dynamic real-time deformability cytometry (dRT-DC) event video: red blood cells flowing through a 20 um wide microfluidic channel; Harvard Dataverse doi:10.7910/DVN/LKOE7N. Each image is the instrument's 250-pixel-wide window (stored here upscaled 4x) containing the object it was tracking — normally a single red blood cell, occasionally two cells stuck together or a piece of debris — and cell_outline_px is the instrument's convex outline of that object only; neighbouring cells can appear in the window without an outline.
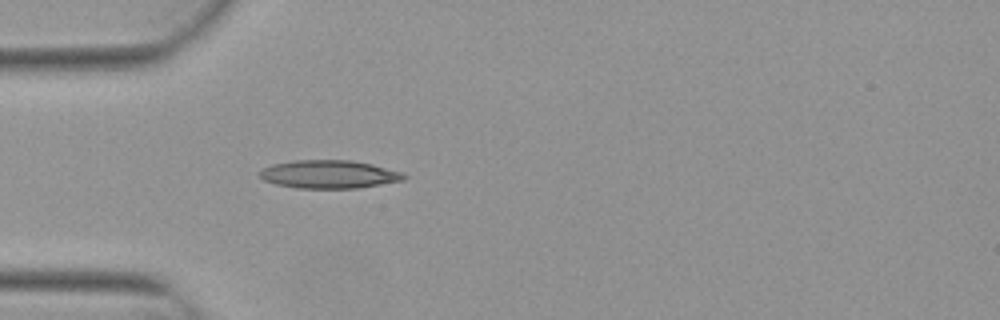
{"species": "Egyptian fruit bat (a non-hibernating species)", "species_latin": "Rousettus aegyptiacus", "temperature_condition": "warm", "stored_images_in_passage": 13, "camera_frame_rate_fps": 3000, "um_per_image_px": 0.085, "animal": {"sex": "female"}, "frame": {"image": 1, "passage_image": 6, "time_ms": 1.667, "image_size_px": [1000, 320], "cell_outline_px": [[408, 176], [404, 180], [356, 188], [296, 188], [276, 184], [264, 180], [260, 176], [260, 172], [264, 168], [272, 164], [292, 160], [352, 160], [372, 164], [400, 172]], "centroid_in_image_um": [27.96, 14.81], "position_along_channel_um": 57.0, "area_um2": 23.52}}
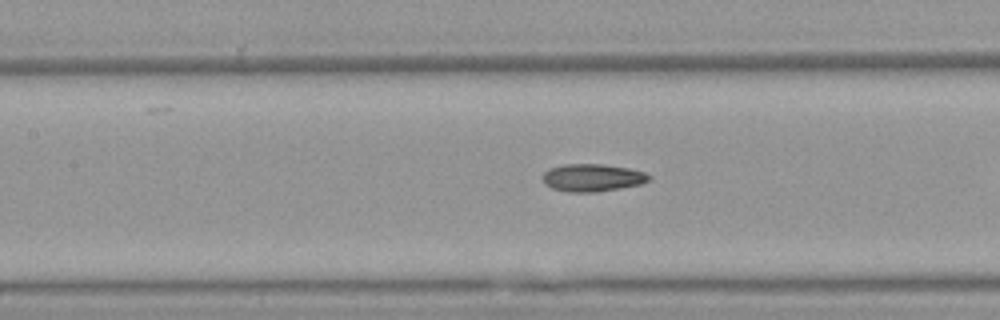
{"frame": {"image": 2, "passage_image": 11, "time_ms": 3.333, "image_size_px": [1000, 320], "cell_outline_px": [[652, 176], [648, 180], [640, 184], [620, 188], [596, 192], [568, 192], [552, 188], [544, 184], [544, 172], [552, 168], [564, 164], [600, 164], [628, 168], [644, 172]], "centroid_in_image_um": [50.36, 15.11], "position_along_channel_um": 157.0, "area_um2": 16.88}}